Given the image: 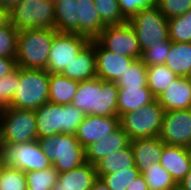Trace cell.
Segmentation results:
<instances>
[{
    "label": "cell",
    "mask_w": 191,
    "mask_h": 190,
    "mask_svg": "<svg viewBox=\"0 0 191 190\" xmlns=\"http://www.w3.org/2000/svg\"><path fill=\"white\" fill-rule=\"evenodd\" d=\"M118 87L97 77L79 82L71 104L85 115L118 116Z\"/></svg>",
    "instance_id": "cell-1"
},
{
    "label": "cell",
    "mask_w": 191,
    "mask_h": 190,
    "mask_svg": "<svg viewBox=\"0 0 191 190\" xmlns=\"http://www.w3.org/2000/svg\"><path fill=\"white\" fill-rule=\"evenodd\" d=\"M55 29L32 28L18 31L15 60L24 69H45Z\"/></svg>",
    "instance_id": "cell-2"
},
{
    "label": "cell",
    "mask_w": 191,
    "mask_h": 190,
    "mask_svg": "<svg viewBox=\"0 0 191 190\" xmlns=\"http://www.w3.org/2000/svg\"><path fill=\"white\" fill-rule=\"evenodd\" d=\"M37 139L56 134H76L85 114L72 104L47 102L35 110Z\"/></svg>",
    "instance_id": "cell-3"
},
{
    "label": "cell",
    "mask_w": 191,
    "mask_h": 190,
    "mask_svg": "<svg viewBox=\"0 0 191 190\" xmlns=\"http://www.w3.org/2000/svg\"><path fill=\"white\" fill-rule=\"evenodd\" d=\"M49 76L45 69H24L19 67V81L16 93L8 107L36 110L49 101Z\"/></svg>",
    "instance_id": "cell-4"
},
{
    "label": "cell",
    "mask_w": 191,
    "mask_h": 190,
    "mask_svg": "<svg viewBox=\"0 0 191 190\" xmlns=\"http://www.w3.org/2000/svg\"><path fill=\"white\" fill-rule=\"evenodd\" d=\"M38 142L58 173L70 171L86 163L85 148L75 134L46 136Z\"/></svg>",
    "instance_id": "cell-5"
},
{
    "label": "cell",
    "mask_w": 191,
    "mask_h": 190,
    "mask_svg": "<svg viewBox=\"0 0 191 190\" xmlns=\"http://www.w3.org/2000/svg\"><path fill=\"white\" fill-rule=\"evenodd\" d=\"M128 22L136 33L141 53L169 39L168 19L157 6L140 10Z\"/></svg>",
    "instance_id": "cell-6"
},
{
    "label": "cell",
    "mask_w": 191,
    "mask_h": 190,
    "mask_svg": "<svg viewBox=\"0 0 191 190\" xmlns=\"http://www.w3.org/2000/svg\"><path fill=\"white\" fill-rule=\"evenodd\" d=\"M164 110L157 99L139 110L128 112L119 117V124L130 140L136 138L158 137Z\"/></svg>",
    "instance_id": "cell-7"
},
{
    "label": "cell",
    "mask_w": 191,
    "mask_h": 190,
    "mask_svg": "<svg viewBox=\"0 0 191 190\" xmlns=\"http://www.w3.org/2000/svg\"><path fill=\"white\" fill-rule=\"evenodd\" d=\"M10 23L19 30L32 28L55 29L54 3L48 0H22L10 11Z\"/></svg>",
    "instance_id": "cell-8"
},
{
    "label": "cell",
    "mask_w": 191,
    "mask_h": 190,
    "mask_svg": "<svg viewBox=\"0 0 191 190\" xmlns=\"http://www.w3.org/2000/svg\"><path fill=\"white\" fill-rule=\"evenodd\" d=\"M1 131L3 144L38 140L35 110L7 107L1 114Z\"/></svg>",
    "instance_id": "cell-9"
},
{
    "label": "cell",
    "mask_w": 191,
    "mask_h": 190,
    "mask_svg": "<svg viewBox=\"0 0 191 190\" xmlns=\"http://www.w3.org/2000/svg\"><path fill=\"white\" fill-rule=\"evenodd\" d=\"M3 165L23 172L44 170L52 167L51 160L43 152L38 140L21 144H3Z\"/></svg>",
    "instance_id": "cell-10"
},
{
    "label": "cell",
    "mask_w": 191,
    "mask_h": 190,
    "mask_svg": "<svg viewBox=\"0 0 191 190\" xmlns=\"http://www.w3.org/2000/svg\"><path fill=\"white\" fill-rule=\"evenodd\" d=\"M95 39L106 50L115 54L141 59L142 53L136 33L128 21L106 25Z\"/></svg>",
    "instance_id": "cell-11"
},
{
    "label": "cell",
    "mask_w": 191,
    "mask_h": 190,
    "mask_svg": "<svg viewBox=\"0 0 191 190\" xmlns=\"http://www.w3.org/2000/svg\"><path fill=\"white\" fill-rule=\"evenodd\" d=\"M90 41L83 35L57 32L53 36L46 70L61 74Z\"/></svg>",
    "instance_id": "cell-12"
},
{
    "label": "cell",
    "mask_w": 191,
    "mask_h": 190,
    "mask_svg": "<svg viewBox=\"0 0 191 190\" xmlns=\"http://www.w3.org/2000/svg\"><path fill=\"white\" fill-rule=\"evenodd\" d=\"M158 137L167 145L191 148V109L164 112Z\"/></svg>",
    "instance_id": "cell-13"
},
{
    "label": "cell",
    "mask_w": 191,
    "mask_h": 190,
    "mask_svg": "<svg viewBox=\"0 0 191 190\" xmlns=\"http://www.w3.org/2000/svg\"><path fill=\"white\" fill-rule=\"evenodd\" d=\"M95 48L97 78L115 82L136 60L106 50L96 39L90 41Z\"/></svg>",
    "instance_id": "cell-14"
},
{
    "label": "cell",
    "mask_w": 191,
    "mask_h": 190,
    "mask_svg": "<svg viewBox=\"0 0 191 190\" xmlns=\"http://www.w3.org/2000/svg\"><path fill=\"white\" fill-rule=\"evenodd\" d=\"M119 126V116L85 115L75 135L80 144L86 148L109 133H112Z\"/></svg>",
    "instance_id": "cell-15"
},
{
    "label": "cell",
    "mask_w": 191,
    "mask_h": 190,
    "mask_svg": "<svg viewBox=\"0 0 191 190\" xmlns=\"http://www.w3.org/2000/svg\"><path fill=\"white\" fill-rule=\"evenodd\" d=\"M159 163L179 185L191 168V148L166 144Z\"/></svg>",
    "instance_id": "cell-16"
},
{
    "label": "cell",
    "mask_w": 191,
    "mask_h": 190,
    "mask_svg": "<svg viewBox=\"0 0 191 190\" xmlns=\"http://www.w3.org/2000/svg\"><path fill=\"white\" fill-rule=\"evenodd\" d=\"M130 145L136 168L140 174H143L153 163L160 161L163 148L166 144L159 137H151L130 140Z\"/></svg>",
    "instance_id": "cell-17"
},
{
    "label": "cell",
    "mask_w": 191,
    "mask_h": 190,
    "mask_svg": "<svg viewBox=\"0 0 191 190\" xmlns=\"http://www.w3.org/2000/svg\"><path fill=\"white\" fill-rule=\"evenodd\" d=\"M164 112L191 109V83L187 77H177L158 98Z\"/></svg>",
    "instance_id": "cell-18"
},
{
    "label": "cell",
    "mask_w": 191,
    "mask_h": 190,
    "mask_svg": "<svg viewBox=\"0 0 191 190\" xmlns=\"http://www.w3.org/2000/svg\"><path fill=\"white\" fill-rule=\"evenodd\" d=\"M130 144L129 136L119 126L102 139L85 148V161L95 165L100 159L112 152L123 149Z\"/></svg>",
    "instance_id": "cell-19"
},
{
    "label": "cell",
    "mask_w": 191,
    "mask_h": 190,
    "mask_svg": "<svg viewBox=\"0 0 191 190\" xmlns=\"http://www.w3.org/2000/svg\"><path fill=\"white\" fill-rule=\"evenodd\" d=\"M97 179L95 165L86 162L78 168L59 173L52 190H90Z\"/></svg>",
    "instance_id": "cell-20"
},
{
    "label": "cell",
    "mask_w": 191,
    "mask_h": 190,
    "mask_svg": "<svg viewBox=\"0 0 191 190\" xmlns=\"http://www.w3.org/2000/svg\"><path fill=\"white\" fill-rule=\"evenodd\" d=\"M61 74L79 82L97 77L94 45L89 42Z\"/></svg>",
    "instance_id": "cell-21"
},
{
    "label": "cell",
    "mask_w": 191,
    "mask_h": 190,
    "mask_svg": "<svg viewBox=\"0 0 191 190\" xmlns=\"http://www.w3.org/2000/svg\"><path fill=\"white\" fill-rule=\"evenodd\" d=\"M156 98L147 87H118V116L139 110Z\"/></svg>",
    "instance_id": "cell-22"
},
{
    "label": "cell",
    "mask_w": 191,
    "mask_h": 190,
    "mask_svg": "<svg viewBox=\"0 0 191 190\" xmlns=\"http://www.w3.org/2000/svg\"><path fill=\"white\" fill-rule=\"evenodd\" d=\"M79 17V35L95 39L106 26L94 5V0H76Z\"/></svg>",
    "instance_id": "cell-23"
},
{
    "label": "cell",
    "mask_w": 191,
    "mask_h": 190,
    "mask_svg": "<svg viewBox=\"0 0 191 190\" xmlns=\"http://www.w3.org/2000/svg\"><path fill=\"white\" fill-rule=\"evenodd\" d=\"M55 30L79 34V17L76 0H59L54 3Z\"/></svg>",
    "instance_id": "cell-24"
},
{
    "label": "cell",
    "mask_w": 191,
    "mask_h": 190,
    "mask_svg": "<svg viewBox=\"0 0 191 190\" xmlns=\"http://www.w3.org/2000/svg\"><path fill=\"white\" fill-rule=\"evenodd\" d=\"M135 166L134 155L130 144L123 149L106 155L95 164L97 175L113 174Z\"/></svg>",
    "instance_id": "cell-25"
},
{
    "label": "cell",
    "mask_w": 191,
    "mask_h": 190,
    "mask_svg": "<svg viewBox=\"0 0 191 190\" xmlns=\"http://www.w3.org/2000/svg\"><path fill=\"white\" fill-rule=\"evenodd\" d=\"M79 86V81L71 80L60 73H50L49 102L58 105L71 104Z\"/></svg>",
    "instance_id": "cell-26"
},
{
    "label": "cell",
    "mask_w": 191,
    "mask_h": 190,
    "mask_svg": "<svg viewBox=\"0 0 191 190\" xmlns=\"http://www.w3.org/2000/svg\"><path fill=\"white\" fill-rule=\"evenodd\" d=\"M164 64L178 77H187L191 72V42H172Z\"/></svg>",
    "instance_id": "cell-27"
},
{
    "label": "cell",
    "mask_w": 191,
    "mask_h": 190,
    "mask_svg": "<svg viewBox=\"0 0 191 190\" xmlns=\"http://www.w3.org/2000/svg\"><path fill=\"white\" fill-rule=\"evenodd\" d=\"M177 77L165 64L147 67V86L155 98L166 91Z\"/></svg>",
    "instance_id": "cell-28"
},
{
    "label": "cell",
    "mask_w": 191,
    "mask_h": 190,
    "mask_svg": "<svg viewBox=\"0 0 191 190\" xmlns=\"http://www.w3.org/2000/svg\"><path fill=\"white\" fill-rule=\"evenodd\" d=\"M142 175L148 184L149 190H178V185L170 173L159 162L153 163Z\"/></svg>",
    "instance_id": "cell-29"
},
{
    "label": "cell",
    "mask_w": 191,
    "mask_h": 190,
    "mask_svg": "<svg viewBox=\"0 0 191 190\" xmlns=\"http://www.w3.org/2000/svg\"><path fill=\"white\" fill-rule=\"evenodd\" d=\"M115 84L117 87H147V67L141 59L135 60Z\"/></svg>",
    "instance_id": "cell-30"
},
{
    "label": "cell",
    "mask_w": 191,
    "mask_h": 190,
    "mask_svg": "<svg viewBox=\"0 0 191 190\" xmlns=\"http://www.w3.org/2000/svg\"><path fill=\"white\" fill-rule=\"evenodd\" d=\"M25 174L28 190H52L59 175L53 166L44 170L28 171Z\"/></svg>",
    "instance_id": "cell-31"
},
{
    "label": "cell",
    "mask_w": 191,
    "mask_h": 190,
    "mask_svg": "<svg viewBox=\"0 0 191 190\" xmlns=\"http://www.w3.org/2000/svg\"><path fill=\"white\" fill-rule=\"evenodd\" d=\"M169 39L173 42H191V10L182 16L168 19Z\"/></svg>",
    "instance_id": "cell-32"
},
{
    "label": "cell",
    "mask_w": 191,
    "mask_h": 190,
    "mask_svg": "<svg viewBox=\"0 0 191 190\" xmlns=\"http://www.w3.org/2000/svg\"><path fill=\"white\" fill-rule=\"evenodd\" d=\"M0 190H28L25 172L3 165L0 169Z\"/></svg>",
    "instance_id": "cell-33"
},
{
    "label": "cell",
    "mask_w": 191,
    "mask_h": 190,
    "mask_svg": "<svg viewBox=\"0 0 191 190\" xmlns=\"http://www.w3.org/2000/svg\"><path fill=\"white\" fill-rule=\"evenodd\" d=\"M139 175L141 174L135 166L113 174L97 176L110 190H126Z\"/></svg>",
    "instance_id": "cell-34"
},
{
    "label": "cell",
    "mask_w": 191,
    "mask_h": 190,
    "mask_svg": "<svg viewBox=\"0 0 191 190\" xmlns=\"http://www.w3.org/2000/svg\"><path fill=\"white\" fill-rule=\"evenodd\" d=\"M100 20L105 25L122 24L127 22L120 12L118 0H94Z\"/></svg>",
    "instance_id": "cell-35"
},
{
    "label": "cell",
    "mask_w": 191,
    "mask_h": 190,
    "mask_svg": "<svg viewBox=\"0 0 191 190\" xmlns=\"http://www.w3.org/2000/svg\"><path fill=\"white\" fill-rule=\"evenodd\" d=\"M18 30L11 23L0 28V57L15 58Z\"/></svg>",
    "instance_id": "cell-36"
},
{
    "label": "cell",
    "mask_w": 191,
    "mask_h": 190,
    "mask_svg": "<svg viewBox=\"0 0 191 190\" xmlns=\"http://www.w3.org/2000/svg\"><path fill=\"white\" fill-rule=\"evenodd\" d=\"M172 40L168 39L161 45L150 47L142 53L141 60L143 64L148 66L164 64L169 54Z\"/></svg>",
    "instance_id": "cell-37"
},
{
    "label": "cell",
    "mask_w": 191,
    "mask_h": 190,
    "mask_svg": "<svg viewBox=\"0 0 191 190\" xmlns=\"http://www.w3.org/2000/svg\"><path fill=\"white\" fill-rule=\"evenodd\" d=\"M157 7L167 19H171L191 10V0H157Z\"/></svg>",
    "instance_id": "cell-38"
},
{
    "label": "cell",
    "mask_w": 191,
    "mask_h": 190,
    "mask_svg": "<svg viewBox=\"0 0 191 190\" xmlns=\"http://www.w3.org/2000/svg\"><path fill=\"white\" fill-rule=\"evenodd\" d=\"M19 67L13 72L0 77V100L8 107L19 84Z\"/></svg>",
    "instance_id": "cell-39"
},
{
    "label": "cell",
    "mask_w": 191,
    "mask_h": 190,
    "mask_svg": "<svg viewBox=\"0 0 191 190\" xmlns=\"http://www.w3.org/2000/svg\"><path fill=\"white\" fill-rule=\"evenodd\" d=\"M120 12L128 21L140 10L157 6V0H118Z\"/></svg>",
    "instance_id": "cell-40"
},
{
    "label": "cell",
    "mask_w": 191,
    "mask_h": 190,
    "mask_svg": "<svg viewBox=\"0 0 191 190\" xmlns=\"http://www.w3.org/2000/svg\"><path fill=\"white\" fill-rule=\"evenodd\" d=\"M17 62L15 58L0 57V77L8 75L17 68Z\"/></svg>",
    "instance_id": "cell-41"
},
{
    "label": "cell",
    "mask_w": 191,
    "mask_h": 190,
    "mask_svg": "<svg viewBox=\"0 0 191 190\" xmlns=\"http://www.w3.org/2000/svg\"><path fill=\"white\" fill-rule=\"evenodd\" d=\"M126 190H149L144 176L141 174L127 187Z\"/></svg>",
    "instance_id": "cell-42"
},
{
    "label": "cell",
    "mask_w": 191,
    "mask_h": 190,
    "mask_svg": "<svg viewBox=\"0 0 191 190\" xmlns=\"http://www.w3.org/2000/svg\"><path fill=\"white\" fill-rule=\"evenodd\" d=\"M10 23L9 11L0 6V28L7 26Z\"/></svg>",
    "instance_id": "cell-43"
},
{
    "label": "cell",
    "mask_w": 191,
    "mask_h": 190,
    "mask_svg": "<svg viewBox=\"0 0 191 190\" xmlns=\"http://www.w3.org/2000/svg\"><path fill=\"white\" fill-rule=\"evenodd\" d=\"M178 190H191V168L184 179L178 185Z\"/></svg>",
    "instance_id": "cell-44"
},
{
    "label": "cell",
    "mask_w": 191,
    "mask_h": 190,
    "mask_svg": "<svg viewBox=\"0 0 191 190\" xmlns=\"http://www.w3.org/2000/svg\"><path fill=\"white\" fill-rule=\"evenodd\" d=\"M22 0H0V6L8 11H10L16 4L20 3Z\"/></svg>",
    "instance_id": "cell-45"
},
{
    "label": "cell",
    "mask_w": 191,
    "mask_h": 190,
    "mask_svg": "<svg viewBox=\"0 0 191 190\" xmlns=\"http://www.w3.org/2000/svg\"><path fill=\"white\" fill-rule=\"evenodd\" d=\"M90 190H110L102 181L100 178H98Z\"/></svg>",
    "instance_id": "cell-46"
},
{
    "label": "cell",
    "mask_w": 191,
    "mask_h": 190,
    "mask_svg": "<svg viewBox=\"0 0 191 190\" xmlns=\"http://www.w3.org/2000/svg\"><path fill=\"white\" fill-rule=\"evenodd\" d=\"M7 106L0 100V115L6 110Z\"/></svg>",
    "instance_id": "cell-47"
},
{
    "label": "cell",
    "mask_w": 191,
    "mask_h": 190,
    "mask_svg": "<svg viewBox=\"0 0 191 190\" xmlns=\"http://www.w3.org/2000/svg\"><path fill=\"white\" fill-rule=\"evenodd\" d=\"M0 122H1V115H0ZM3 146V140H2V131H1V123H0V151Z\"/></svg>",
    "instance_id": "cell-48"
},
{
    "label": "cell",
    "mask_w": 191,
    "mask_h": 190,
    "mask_svg": "<svg viewBox=\"0 0 191 190\" xmlns=\"http://www.w3.org/2000/svg\"><path fill=\"white\" fill-rule=\"evenodd\" d=\"M2 166H3V160H2V154H1V151H0V169H1Z\"/></svg>",
    "instance_id": "cell-49"
},
{
    "label": "cell",
    "mask_w": 191,
    "mask_h": 190,
    "mask_svg": "<svg viewBox=\"0 0 191 190\" xmlns=\"http://www.w3.org/2000/svg\"><path fill=\"white\" fill-rule=\"evenodd\" d=\"M187 78L189 79L190 83H191V72L189 73V75L187 76Z\"/></svg>",
    "instance_id": "cell-50"
},
{
    "label": "cell",
    "mask_w": 191,
    "mask_h": 190,
    "mask_svg": "<svg viewBox=\"0 0 191 190\" xmlns=\"http://www.w3.org/2000/svg\"><path fill=\"white\" fill-rule=\"evenodd\" d=\"M48 1H51V2L55 3V2H57V1H59V0H48Z\"/></svg>",
    "instance_id": "cell-51"
}]
</instances>
